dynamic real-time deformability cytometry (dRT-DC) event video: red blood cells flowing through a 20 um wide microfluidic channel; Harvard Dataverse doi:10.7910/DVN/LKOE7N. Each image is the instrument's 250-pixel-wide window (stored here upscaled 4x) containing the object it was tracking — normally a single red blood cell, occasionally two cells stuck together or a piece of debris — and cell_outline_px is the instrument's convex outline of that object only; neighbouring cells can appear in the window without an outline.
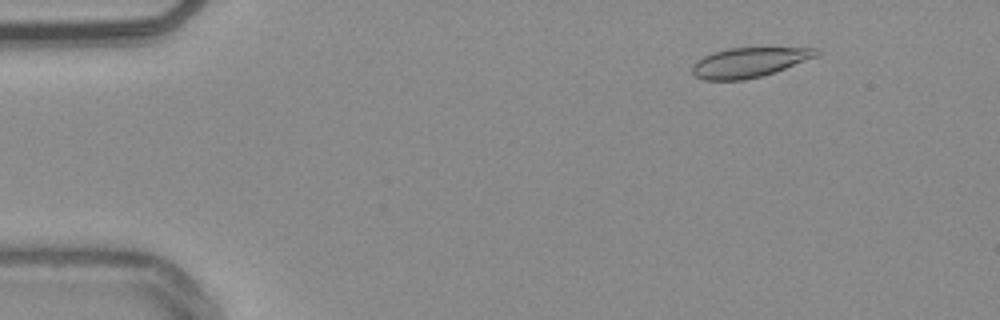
{"species": "common noctule bat (a hibernating species)", "species_latin": "Nyctalus noctula", "temperature_condition": "warm", "stored_images_in_passage": 53, "camera_frame_rate_fps": 3000, "um_per_image_px": 0.085, "animal": {"sex": "male", "body_mass_g": 20.4}, "frame": {"image": 1, "passage_image": 7, "time_ms": 2.0, "image_size_px": [1000, 320], "cell_outline_px": [[820, 52], [816, 56], [784, 68], [760, 76], [744, 80], [704, 80], [696, 76], [692, 72], [692, 64], [696, 60], [712, 52], [728, 48], [816, 48]], "centroid_in_image_um": [63.6, 5.3], "position_along_channel_um": 21.4, "area_um2": 21.15}}
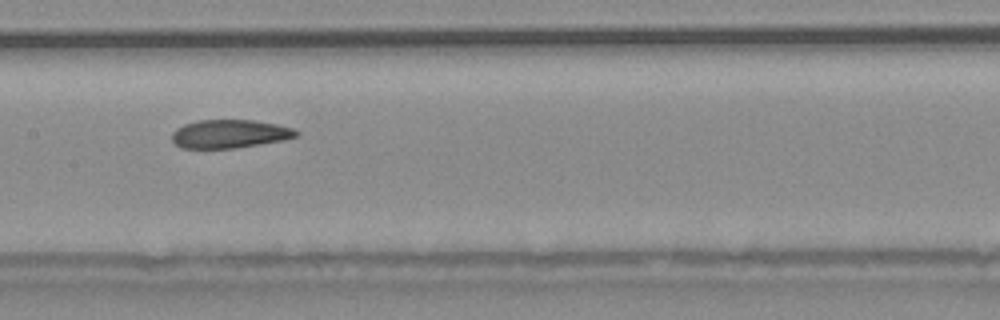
{"frame": {"image": 2, "passage_image": 27, "time_ms": 8.667, "image_size_px": [1000, 320], "cell_outline_px": [[300, 132], [296, 136], [284, 140], [232, 148], [180, 148], [172, 140], [172, 132], [176, 128], [184, 124], [196, 120], [252, 120], [276, 124], [292, 128]], "centroid_in_image_um": [19.49, 11.37], "position_along_channel_um": 187.9, "area_um2": 20.46}}
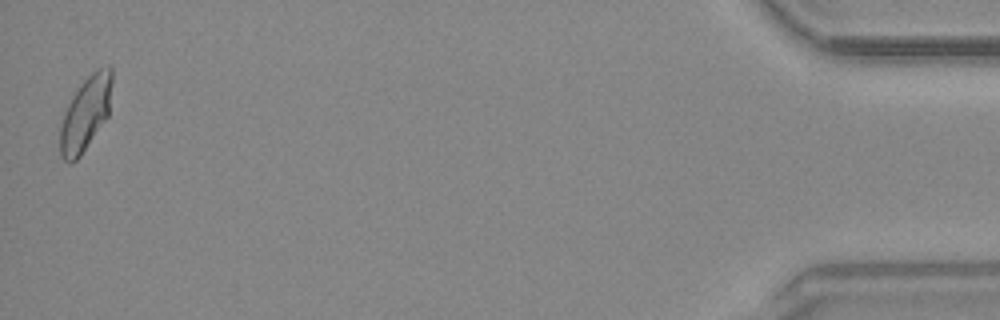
{"frame": {"image": 3, "passage_image": 53, "time_ms": 17.333, "image_size_px": [1000, 320], "cell_outline_px": [[112, 80], [108, 116], [80, 156], [72, 164], [68, 164], [60, 156], [60, 128], [64, 112], [72, 96], [84, 80], [96, 68], [108, 64], [112, 68]], "centroid_in_image_um": [7.27, 9.65], "position_along_channel_um": 427.9, "area_um2": 22.43}, "authors_computed_cell_mechanics": {"area_um2": 21.7328, "velocity_mm_per_s": 3.8223, "shape_relaxation_time_tau1_ms": 8.1501, "shape_relaxation_time_tau2_ms": 1.9448, "deformation_change_tau1": 0.1749, "deformation_change_tau2": 0.0757}}